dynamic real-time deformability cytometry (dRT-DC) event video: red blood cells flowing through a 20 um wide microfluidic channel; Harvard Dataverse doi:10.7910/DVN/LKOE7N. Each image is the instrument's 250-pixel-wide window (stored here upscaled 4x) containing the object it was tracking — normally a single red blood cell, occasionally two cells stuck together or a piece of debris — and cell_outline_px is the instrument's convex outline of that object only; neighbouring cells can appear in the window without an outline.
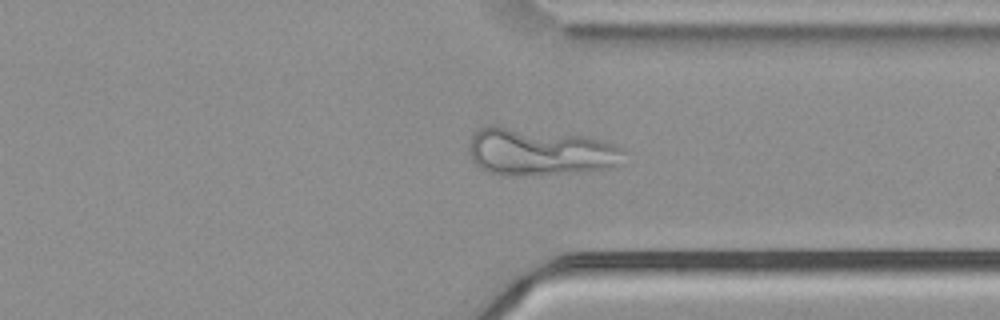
{"species": "common noctule bat (a hibernating species)", "species_latin": "Nyctalus noctula", "temperature_condition": "cold", "stored_images_in_passage": 55, "camera_frame_rate_fps": 3000, "um_per_image_px": 0.085, "animal": {"sex": "male", "body_mass_g": 21.5, "forearm_length_mm": 52.0}, "frame": {"image": 1, "passage_image": 42, "time_ms": 13.667, "image_size_px": [1000, 320], "cell_outline_px": [[624, 164], [616, 168], [572, 172], [520, 176], [500, 176], [484, 172], [472, 160], [468, 152], [468, 148], [472, 136], [480, 128], [488, 124], [496, 124], [584, 136], [600, 140], [612, 144], [620, 148], [624, 152]], "centroid_in_image_um": [45.83, 12.91], "position_along_channel_um": 365.6, "area_um2": 43.58}}
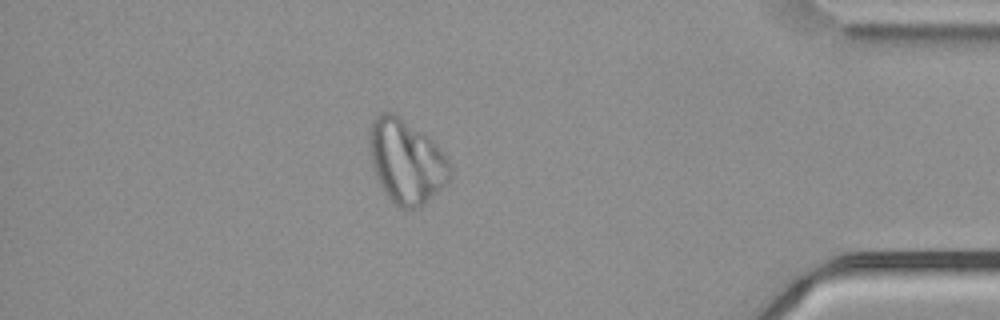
{"frame": {"image": 2, "passage_image": 48, "time_ms": 15.667, "image_size_px": [1000, 320], "cell_outline_px": [[452, 176], [448, 184], [424, 204], [416, 208], [396, 208], [384, 192], [372, 168], [372, 120], [376, 116], [384, 112], [392, 112], [424, 132], [440, 148], [448, 160], [452, 168]], "centroid_in_image_um": [34.61, 13.77], "position_along_channel_um": 400.6, "area_um2": 39.25}}